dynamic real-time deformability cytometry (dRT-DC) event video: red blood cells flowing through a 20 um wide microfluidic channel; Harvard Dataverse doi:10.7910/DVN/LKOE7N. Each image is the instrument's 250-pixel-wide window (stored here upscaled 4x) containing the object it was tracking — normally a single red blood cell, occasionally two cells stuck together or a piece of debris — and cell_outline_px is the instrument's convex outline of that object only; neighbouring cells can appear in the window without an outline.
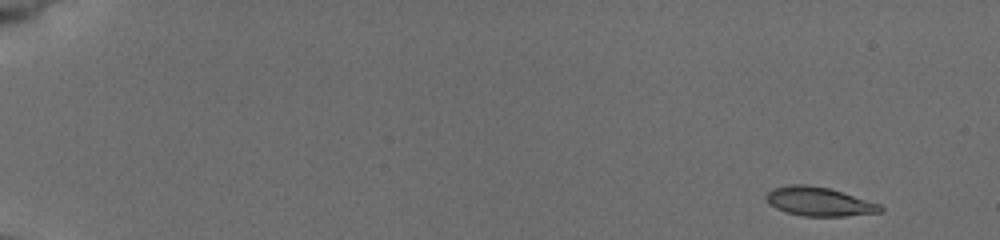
{"species": "common noctule bat (a hibernating species)", "species_latin": "Nyctalus noctula", "temperature_condition": "cold", "stored_images_in_passage": 52, "camera_frame_rate_fps": 3000, "um_per_image_px": 0.085, "animal": {"sex": "female", "body_mass_g": 19.5, "forearm_length_mm": 54.1}, "frame": {"image": 1, "passage_image": 1, "time_ms": 0.0, "image_size_px": [1000, 240], "cell_outline_px": [[884, 208], [880, 212], [844, 216], [804, 216], [784, 212], [768, 204], [764, 196], [772, 188], [788, 184], [804, 184], [828, 188], [880, 204]], "centroid_in_image_um": [69.55, 17.13], "position_along_channel_um": 15.5, "area_um2": 19.19}}
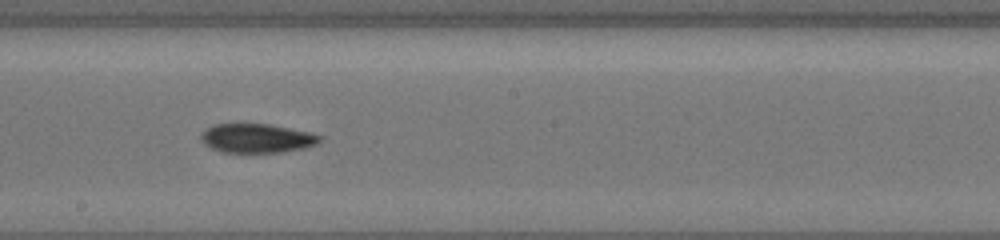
{"frame": {"image": 2, "passage_image": 30, "time_ms": 9.667, "image_size_px": [1000, 240], "cell_outline_px": [[320, 140], [316, 144], [304, 148], [280, 152], [220, 152], [204, 144], [200, 140], [200, 136], [212, 124], [268, 124], [308, 132], [320, 136]], "centroid_in_image_um": [21.78, 11.75], "position_along_channel_um": 226.4, "area_um2": 19.83}}
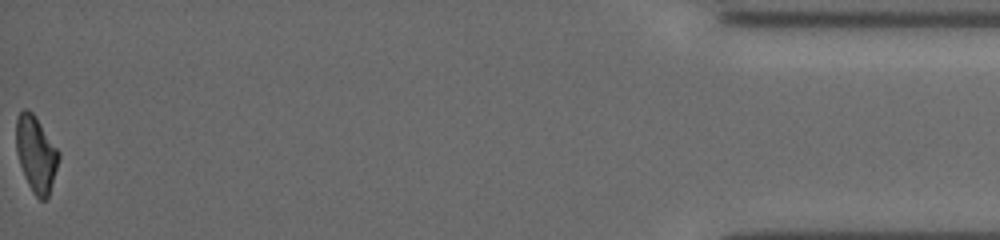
{"frame": {"image": 3, "passage_image": 52, "time_ms": 17.0, "image_size_px": [1000, 240], "cell_outline_px": [[60, 156], [48, 196], [44, 200], [40, 200], [32, 192], [24, 176], [16, 152], [16, 120], [20, 112], [24, 108], [32, 112], [36, 116], [60, 152]], "centroid_in_image_um": [3.06, 13.07], "position_along_channel_um": 432.1, "area_um2": 18.79}, "authors_computed_cell_mechanics": {"area_um2": 19.7965, "velocity_mm_per_s": 3.8857, "shape_relaxation_time_tau1_ms": 5.7604, "shape_relaxation_time_tau2_ms": null, "deformation_change_tau1": 0.1946, "deformation_change_tau2": null}}